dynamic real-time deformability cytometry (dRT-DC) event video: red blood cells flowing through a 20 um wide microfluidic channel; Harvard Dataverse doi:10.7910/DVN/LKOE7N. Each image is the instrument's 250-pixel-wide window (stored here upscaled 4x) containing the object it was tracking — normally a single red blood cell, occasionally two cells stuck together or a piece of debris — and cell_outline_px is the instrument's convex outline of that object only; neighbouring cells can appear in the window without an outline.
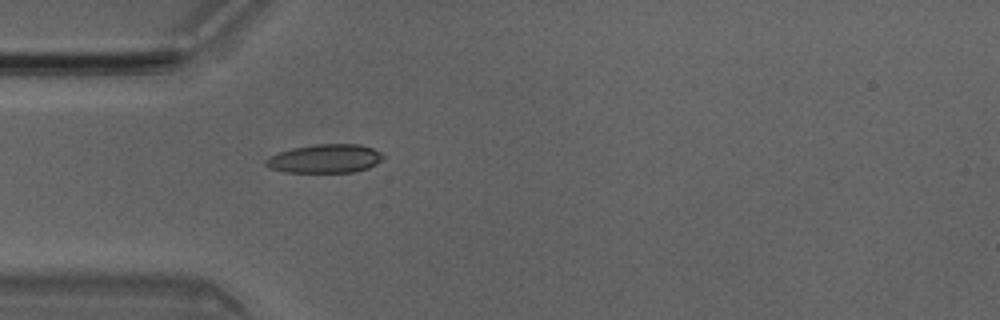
{"species": "Egyptian fruit bat (a non-hibernating species)", "species_latin": "Rousettus aegyptiacus", "temperature_condition": "room temperature", "stored_images_in_passage": 1, "camera_frame_rate_fps": 3000, "um_per_image_px": 0.085, "animal": {"sex": "male"}, "frame": {"image": 1, "passage_image": 1, "time_ms": 0.0, "image_size_px": [1000, 320], "cell_outline_px": [[384, 156], [376, 164], [368, 168], [356, 172], [284, 172], [268, 168], [264, 164], [264, 160], [280, 152], [292, 148], [316, 144], [360, 144], [372, 148], [380, 152]], "centroid_in_image_um": [27.62, 13.49], "position_along_channel_um": 57.4, "area_um2": 19.59}}